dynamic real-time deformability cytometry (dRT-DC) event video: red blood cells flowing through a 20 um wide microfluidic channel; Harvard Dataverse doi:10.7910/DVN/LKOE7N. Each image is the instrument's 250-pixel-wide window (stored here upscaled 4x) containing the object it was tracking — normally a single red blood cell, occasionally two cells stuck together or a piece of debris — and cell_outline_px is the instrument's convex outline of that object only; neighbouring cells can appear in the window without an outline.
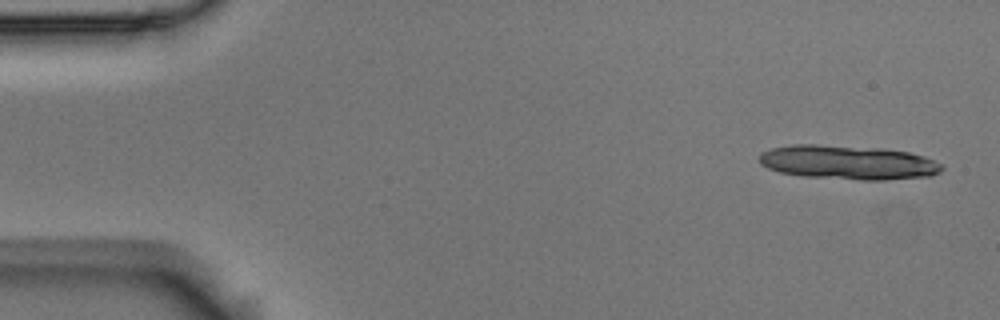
{"species": "Egyptian fruit bat (a non-hibernating species)", "species_latin": "Rousettus aegyptiacus", "temperature_condition": "room temperature", "stored_images_in_passage": 4, "camera_frame_rate_fps": 3000, "um_per_image_px": 0.085, "animal": {"sex": "male"}, "frame": {"image": 1, "passage_image": 1, "time_ms": 0.0, "image_size_px": [1000, 320], "cell_outline_px": [[944, 168], [940, 172], [932, 176], [884, 180], [864, 180], [804, 176], [780, 172], [768, 168], [760, 164], [760, 152], [772, 148], [792, 144], [816, 144], [880, 148], [908, 152], [924, 156], [944, 164]], "centroid_in_image_um": [72.11, 13.8], "position_along_channel_um": 12.9, "area_um2": 36.53}}